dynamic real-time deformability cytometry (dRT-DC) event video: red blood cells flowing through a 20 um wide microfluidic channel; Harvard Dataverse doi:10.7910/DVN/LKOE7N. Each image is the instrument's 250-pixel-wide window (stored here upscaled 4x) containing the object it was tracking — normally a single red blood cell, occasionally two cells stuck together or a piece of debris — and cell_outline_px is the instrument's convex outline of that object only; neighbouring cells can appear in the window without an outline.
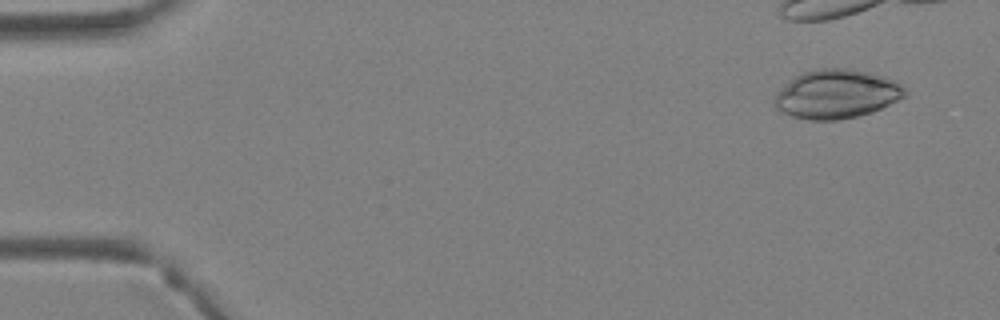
{"species": "Egyptian fruit bat (a non-hibernating species)", "species_latin": "Rousettus aegyptiacus", "temperature_condition": "warm", "stored_images_in_passage": 2, "camera_frame_rate_fps": 3000, "um_per_image_px": 0.085, "animal": {"sex": "female"}, "frame": {"image": 1, "passage_image": 1, "time_ms": 0.0, "image_size_px": [1000, 320], "cell_outline_px": [[908, 96], [872, 112], [856, 116], [836, 120], [808, 120], [792, 116], [780, 112], [776, 108], [776, 92], [796, 76], [804, 72], [820, 68], [844, 68], [884, 76], [896, 80], [904, 88]], "centroid_in_image_um": [71.13, 8.0], "position_along_channel_um": 13.9, "area_um2": 36.88}}